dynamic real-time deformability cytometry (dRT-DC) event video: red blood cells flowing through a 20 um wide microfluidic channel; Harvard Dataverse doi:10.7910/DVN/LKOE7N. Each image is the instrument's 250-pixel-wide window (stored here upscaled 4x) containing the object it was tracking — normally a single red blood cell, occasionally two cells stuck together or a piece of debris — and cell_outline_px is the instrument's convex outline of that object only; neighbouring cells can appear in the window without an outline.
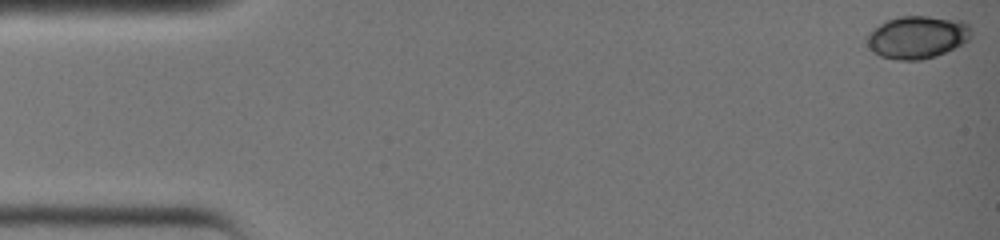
{"species": "common noctule bat (a hibernating species)", "species_latin": "Nyctalus noctula", "temperature_condition": "warm", "stored_images_in_passage": 36, "camera_frame_rate_fps": 3000, "um_per_image_px": 0.085, "animal": {"sex": "female", "body_mass_g": 19.0, "forearm_length_mm": 51.5}, "frame": {"image": 1, "passage_image": 1, "time_ms": 0.0, "image_size_px": [1000, 240], "cell_outline_px": [[972, 36], [964, 44], [936, 56], [920, 60], [896, 60], [880, 56], [872, 52], [864, 36], [872, 28], [888, 20], [900, 16], [928, 16], [960, 20], [968, 24], [972, 28]], "centroid_in_image_um": [77.96, 3.16], "position_along_channel_um": 7.0, "area_um2": 26.3}}
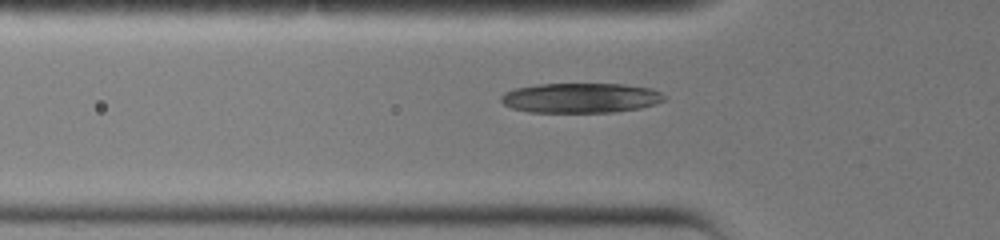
{"frame": {"image": 2, "passage_image": 13, "time_ms": 4.0, "image_size_px": [1000, 240], "cell_outline_px": [[664, 100], [656, 104], [640, 108], [616, 112], [528, 112], [512, 108], [504, 104], [500, 100], [500, 96], [504, 92], [516, 88], [540, 84], [624, 84], [652, 88], [660, 92], [664, 96]], "centroid_in_image_um": [49.36, 8.32], "position_along_channel_um": 76.4, "area_um2": 28.5}}
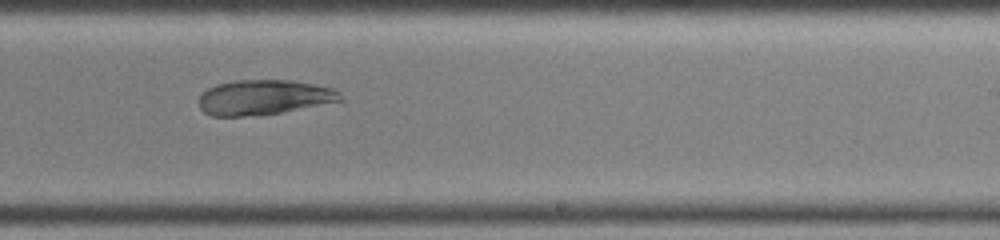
{"frame": {"image": 3, "passage_image": 24, "time_ms": 7.667, "image_size_px": [1000, 240], "cell_outline_px": [[344, 100], [260, 116], [212, 116], [204, 112], [200, 108], [200, 96], [208, 88], [216, 84], [236, 80], [292, 80], [332, 88], [340, 92]], "centroid_in_image_um": [22.43, 8.28], "position_along_channel_um": 266.6, "area_um2": 28.78}}